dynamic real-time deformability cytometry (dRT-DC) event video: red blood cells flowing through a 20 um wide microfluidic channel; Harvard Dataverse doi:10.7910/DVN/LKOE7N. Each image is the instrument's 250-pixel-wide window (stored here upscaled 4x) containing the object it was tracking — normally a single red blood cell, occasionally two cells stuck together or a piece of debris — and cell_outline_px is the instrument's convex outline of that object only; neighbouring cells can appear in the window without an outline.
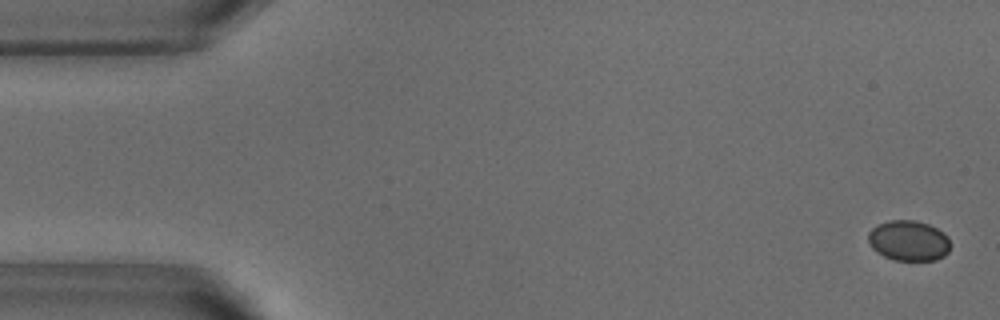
{"species": "common noctule bat (a hibernating species)", "species_latin": "Nyctalus noctula", "temperature_condition": "warm", "stored_images_in_passage": 54, "camera_frame_rate_fps": 3000, "um_per_image_px": 0.085, "animal": {"sex": "male", "body_mass_g": 18.8}, "frame": {"image": 1, "passage_image": 2, "time_ms": 0.333, "image_size_px": [1000, 320], "cell_outline_px": [[948, 252], [944, 256], [936, 260], [892, 260], [876, 252], [872, 248], [868, 240], [868, 232], [876, 224], [888, 220], [916, 220], [928, 224], [944, 232], [948, 236]], "centroid_in_image_um": [77.21, 20.45], "position_along_channel_um": 7.8, "area_um2": 19.48}}
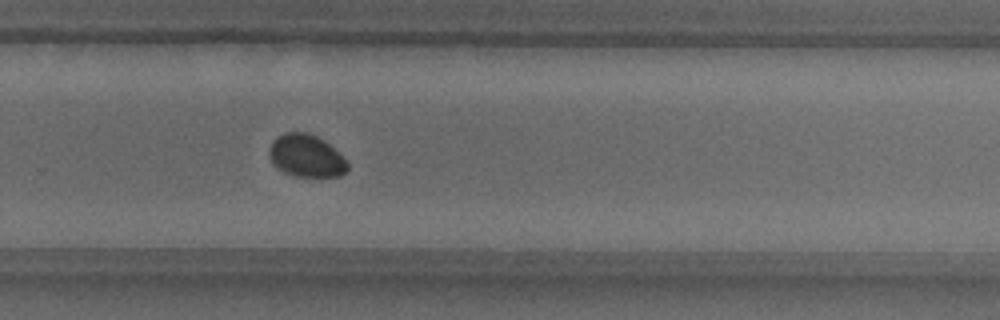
{"frame": {"image": 2, "passage_image": 35, "time_ms": 11.333, "image_size_px": [1000, 320], "cell_outline_px": [[348, 168], [340, 176], [292, 176], [276, 168], [272, 164], [268, 156], [268, 148], [272, 140], [276, 136], [284, 132], [308, 132], [324, 140], [348, 164]], "centroid_in_image_um": [25.93, 13.23], "position_along_channel_um": 303.9, "area_um2": 19.42}}
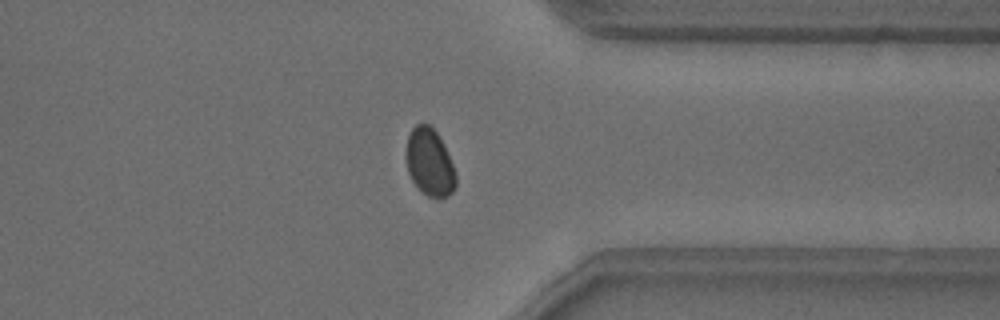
{"frame": {"image": 3, "passage_image": 41, "time_ms": 13.333, "image_size_px": [1000, 320], "cell_outline_px": [[456, 188], [448, 196], [428, 196], [420, 192], [412, 180], [408, 172], [408, 136], [412, 128], [416, 124], [428, 124], [436, 132], [444, 144], [456, 172]], "centroid_in_image_um": [36.55, 13.82], "position_along_channel_um": 374.8, "area_um2": 19.19}, "authors_computed_cell_mechanics": {"area_um2": 19.5942, "velocity_mm_per_s": 3.8339, "shape_relaxation_time_tau1_ms": 1.5605, "shape_relaxation_time_tau2_ms": null, "deformation_change_tau1": 0.0231, "deformation_change_tau2": null}}